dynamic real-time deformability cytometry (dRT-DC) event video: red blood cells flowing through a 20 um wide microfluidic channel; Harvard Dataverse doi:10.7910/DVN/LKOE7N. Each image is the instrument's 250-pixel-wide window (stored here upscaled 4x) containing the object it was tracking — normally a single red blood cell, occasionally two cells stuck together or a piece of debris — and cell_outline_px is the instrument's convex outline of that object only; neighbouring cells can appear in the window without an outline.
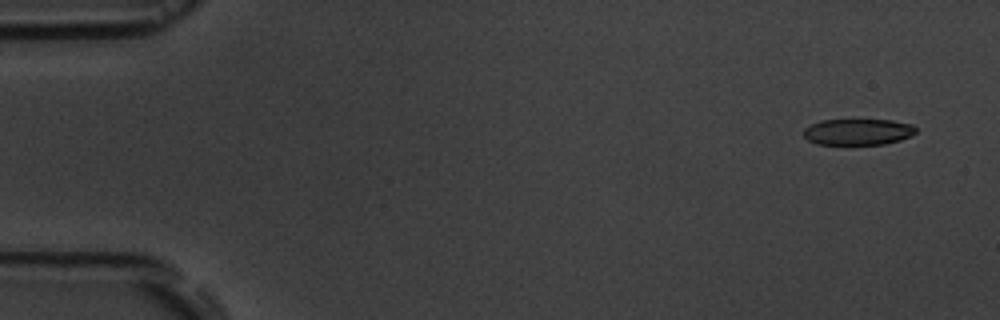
{"species": "common noctule bat (a hibernating species)", "species_latin": "Nyctalus noctula", "temperature_condition": "room temperature", "stored_images_in_passage": 5, "camera_frame_rate_fps": 3000, "um_per_image_px": 0.085, "animal": {"sex": "male", "body_mass_g": 19.5, "forearm_length_mm": 54.6}, "frame": {"image": 1, "passage_image": 1, "time_ms": 0.0, "image_size_px": [1000, 320], "cell_outline_px": [[916, 132], [900, 140], [884, 144], [816, 144], [808, 140], [804, 136], [804, 128], [820, 120], [892, 120], [912, 124], [916, 128]], "centroid_in_image_um": [72.91, 11.2], "position_along_channel_um": 12.1, "area_um2": 17.05}}